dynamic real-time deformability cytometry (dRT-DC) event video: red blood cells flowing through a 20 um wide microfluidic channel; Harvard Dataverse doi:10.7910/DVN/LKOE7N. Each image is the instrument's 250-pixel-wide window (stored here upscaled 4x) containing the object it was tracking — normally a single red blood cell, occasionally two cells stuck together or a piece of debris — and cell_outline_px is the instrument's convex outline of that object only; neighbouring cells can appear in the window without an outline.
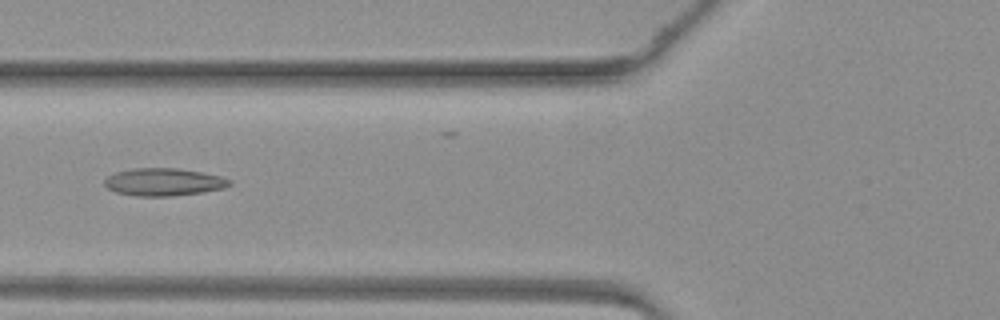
{"species": "common noctule bat (a hibernating species)", "species_latin": "Nyctalus noctula", "temperature_condition": "warm", "stored_images_in_passage": 34, "camera_frame_rate_fps": 3000, "um_per_image_px": 0.085, "animal": {"sex": "female", "body_mass_g": 19.3, "forearm_length_mm": 54.1}, "frame": {"image": 1, "passage_image": 7, "time_ms": 2.0, "image_size_px": [1000, 320], "cell_outline_px": [[232, 184], [224, 188], [204, 192], [172, 196], [136, 196], [116, 192], [108, 188], [104, 184], [104, 180], [108, 176], [116, 172], [132, 168], [176, 168], [200, 172], [220, 176], [232, 180]], "centroid_in_image_um": [13.92, 15.47], "position_along_channel_um": 111.9, "area_um2": 20.11}}
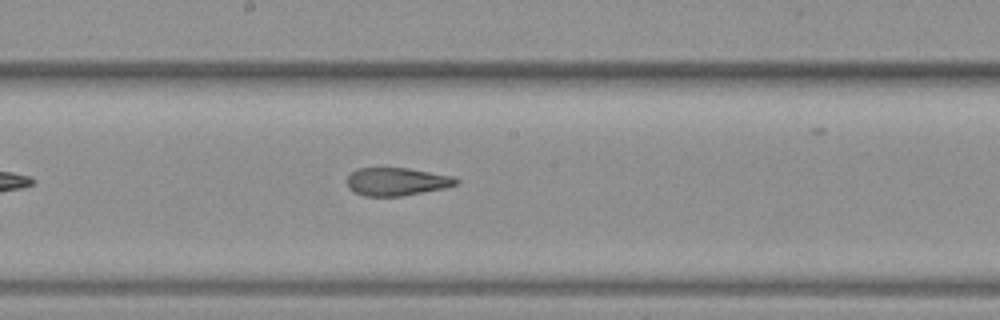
{"frame": {"image": 2, "passage_image": 14, "time_ms": 4.333, "image_size_px": [1000, 320], "cell_outline_px": [[460, 180], [456, 184], [444, 188], [400, 196], [364, 196], [352, 192], [348, 188], [344, 180], [356, 168], [408, 168], [456, 176]], "centroid_in_image_um": [33.68, 15.43], "position_along_channel_um": 214.5, "area_um2": 18.03}}
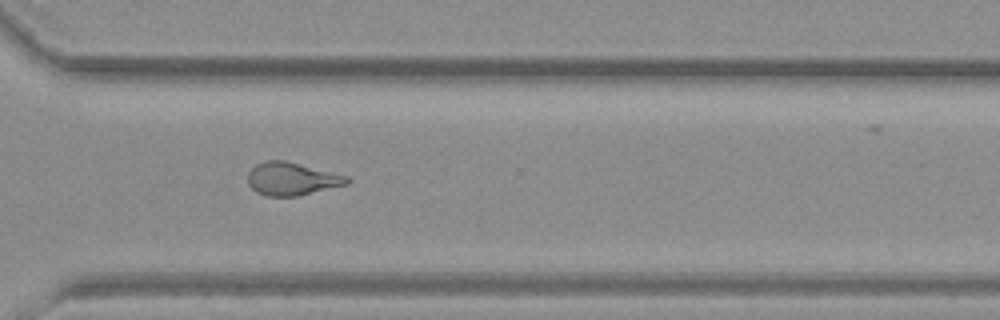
{"frame": {"image": 3, "passage_image": 23, "time_ms": 7.333, "image_size_px": [1000, 320], "cell_outline_px": [[352, 180], [348, 184], [300, 196], [268, 196], [256, 192], [248, 184], [248, 172], [256, 164], [268, 160], [284, 160], [348, 176]], "centroid_in_image_um": [24.82, 15.21], "position_along_channel_um": 345.8, "area_um2": 19.07}}